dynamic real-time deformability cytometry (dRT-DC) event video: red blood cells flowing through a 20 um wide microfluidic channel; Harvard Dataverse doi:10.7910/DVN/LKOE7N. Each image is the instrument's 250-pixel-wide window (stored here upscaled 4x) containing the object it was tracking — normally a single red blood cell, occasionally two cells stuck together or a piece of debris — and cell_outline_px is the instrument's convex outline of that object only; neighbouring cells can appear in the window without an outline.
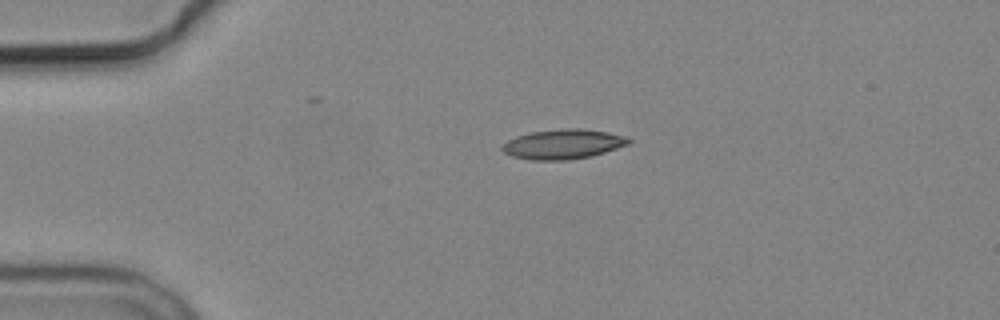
{"species": "common noctule bat (a hibernating species)", "species_latin": "Nyctalus noctula", "temperature_condition": "cold", "stored_images_in_passage": 2, "camera_frame_rate_fps": 3000, "um_per_image_px": 0.085, "animal": {"sex": "male", "body_mass_g": 19.2, "forearm_length_mm": 51.8}, "frame": {"image": 1, "passage_image": 1, "time_ms": 0.0, "image_size_px": [1000, 320], "cell_outline_px": [[632, 140], [628, 144], [592, 156], [568, 160], [532, 160], [512, 156], [504, 152], [500, 148], [508, 140], [516, 136], [532, 132], [564, 128], [580, 128], [608, 132], [624, 136]], "centroid_in_image_um": [47.85, 12.25], "position_along_channel_um": 37.1, "area_um2": 21.79}}